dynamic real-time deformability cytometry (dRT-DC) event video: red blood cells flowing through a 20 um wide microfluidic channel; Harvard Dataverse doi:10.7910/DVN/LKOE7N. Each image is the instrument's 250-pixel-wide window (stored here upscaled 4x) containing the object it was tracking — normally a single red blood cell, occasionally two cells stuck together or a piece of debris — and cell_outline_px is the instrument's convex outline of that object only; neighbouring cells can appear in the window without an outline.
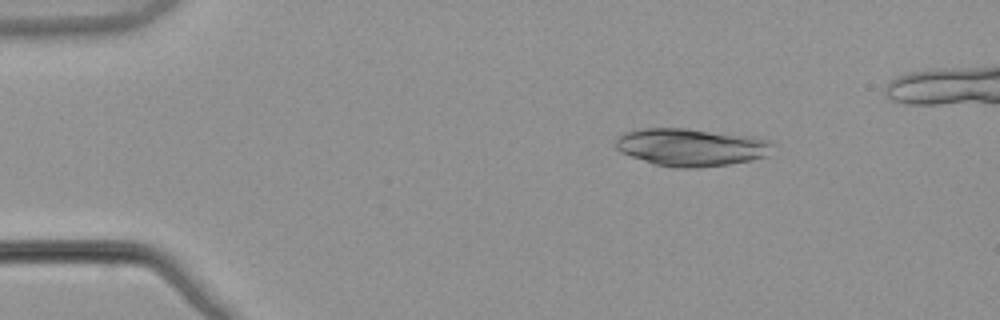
{"species": "common noctule bat (a hibernating species)", "species_latin": "Nyctalus noctula", "temperature_condition": "warm", "stored_images_in_passage": 42, "camera_frame_rate_fps": 3000, "um_per_image_px": 0.085, "animal": {"sex": "male", "body_mass_g": 21.5, "forearm_length_mm": 52.0}, "frame": {"image": 1, "passage_image": 1, "time_ms": 0.0, "image_size_px": [1000, 320], "cell_outline_px": [[776, 144], [768, 156], [752, 160], [728, 164], [696, 168], [676, 168], [656, 164], [620, 152], [616, 148], [616, 136], [624, 132], [644, 128], [688, 128], [752, 136], [768, 140]], "centroid_in_image_um": [58.78, 12.5], "position_along_channel_um": 26.2, "area_um2": 34.68}}